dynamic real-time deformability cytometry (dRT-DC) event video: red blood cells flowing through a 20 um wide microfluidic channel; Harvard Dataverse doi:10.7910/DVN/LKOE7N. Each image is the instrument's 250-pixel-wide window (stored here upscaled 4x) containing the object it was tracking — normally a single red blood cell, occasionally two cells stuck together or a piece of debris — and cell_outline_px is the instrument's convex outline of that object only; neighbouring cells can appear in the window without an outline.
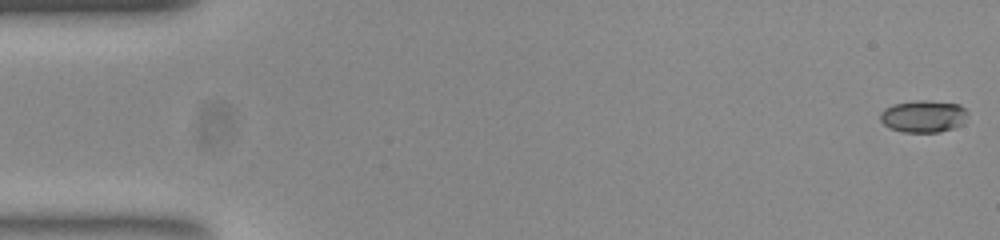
{"species": "common noctule bat (a hibernating species)", "species_latin": "Nyctalus noctula", "temperature_condition": "room temperature", "stored_images_in_passage": 54, "camera_frame_rate_fps": 3000, "um_per_image_px": 0.085, "animal": {"sex": "female", "body_mass_g": 23.0, "forearm_length_mm": 53.4}, "frame": {"image": 1, "passage_image": 1, "time_ms": 0.0, "image_size_px": [1000, 240], "cell_outline_px": [[968, 112], [964, 124], [940, 132], [904, 132], [892, 128], [884, 124], [880, 120], [880, 112], [884, 108], [892, 104], [912, 100], [928, 100], [960, 104]], "centroid_in_image_um": [78.5, 9.87], "position_along_channel_um": 6.5, "area_um2": 16.59}}
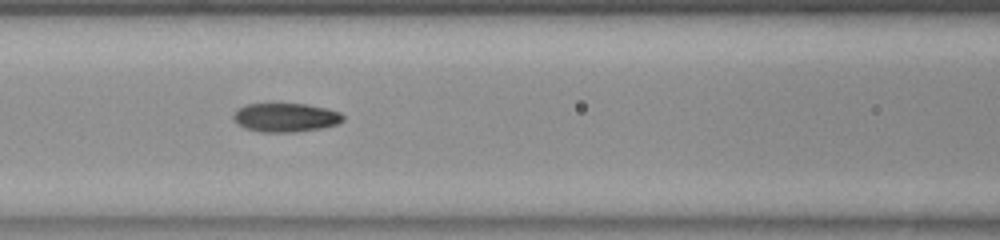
{"frame": {"image": 2, "passage_image": 23, "time_ms": 7.333, "image_size_px": [1000, 240], "cell_outline_px": [[344, 120], [336, 124], [320, 128], [292, 132], [260, 132], [244, 128], [232, 116], [236, 108], [244, 104], [308, 104], [328, 108], [340, 112], [344, 116]], "centroid_in_image_um": [24.27, 9.97], "position_along_channel_um": 142.3, "area_um2": 18.44}}
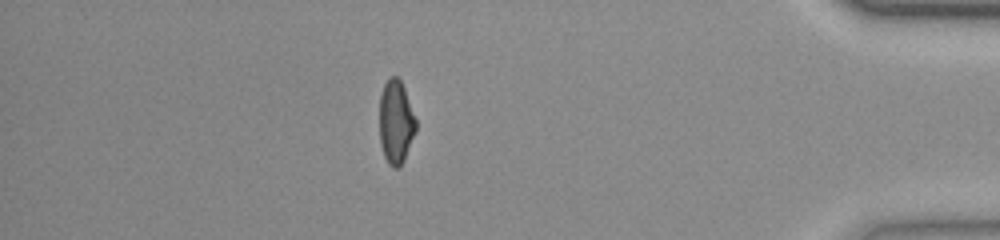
{"frame": {"image": 3, "passage_image": 47, "time_ms": 15.333, "image_size_px": [1000, 240], "cell_outline_px": [[416, 128], [404, 160], [396, 168], [392, 168], [388, 164], [384, 156], [380, 144], [380, 96], [384, 84], [392, 76], [396, 76], [400, 80], [404, 88], [416, 120]], "centroid_in_image_um": [33.63, 10.39], "position_along_channel_um": 401.6, "area_um2": 17.46}, "authors_computed_cell_mechanics": {"area_um2": 18.0625, "velocity_mm_per_s": 3.8137, "shape_relaxation_time_tau1_ms": 4.4725, "shape_relaxation_time_tau2_ms": 1.8633, "deformation_change_tau1": 0.194, "deformation_change_tau2": 0.0761}}